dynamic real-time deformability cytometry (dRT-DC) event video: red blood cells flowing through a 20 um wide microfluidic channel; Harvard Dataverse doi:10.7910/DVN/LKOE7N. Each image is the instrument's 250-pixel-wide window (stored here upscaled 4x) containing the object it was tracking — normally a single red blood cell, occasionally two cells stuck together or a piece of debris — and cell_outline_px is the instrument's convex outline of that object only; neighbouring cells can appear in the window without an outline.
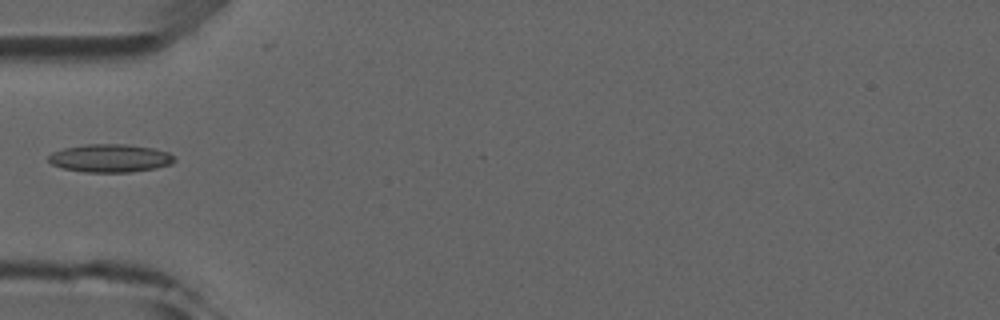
{"species": "common noctule bat (a hibernating species)", "species_latin": "Nyctalus noctula", "temperature_condition": "room temperature", "stored_images_in_passage": 2, "camera_frame_rate_fps": 3000, "um_per_image_px": 0.085, "animal": {"sex": "male", "forearm_length_mm": 52.5}, "frame": {"image": 1, "passage_image": 2, "time_ms": 1.0, "image_size_px": [1000, 320], "cell_outline_px": [[176, 160], [172, 164], [156, 168], [132, 172], [84, 172], [64, 168], [52, 164], [48, 160], [48, 156], [52, 152], [64, 148], [88, 144], [128, 144], [152, 148], [168, 152], [176, 156]], "centroid_in_image_um": [9.4, 13.44], "position_along_channel_um": 75.6, "area_um2": 20.69}}